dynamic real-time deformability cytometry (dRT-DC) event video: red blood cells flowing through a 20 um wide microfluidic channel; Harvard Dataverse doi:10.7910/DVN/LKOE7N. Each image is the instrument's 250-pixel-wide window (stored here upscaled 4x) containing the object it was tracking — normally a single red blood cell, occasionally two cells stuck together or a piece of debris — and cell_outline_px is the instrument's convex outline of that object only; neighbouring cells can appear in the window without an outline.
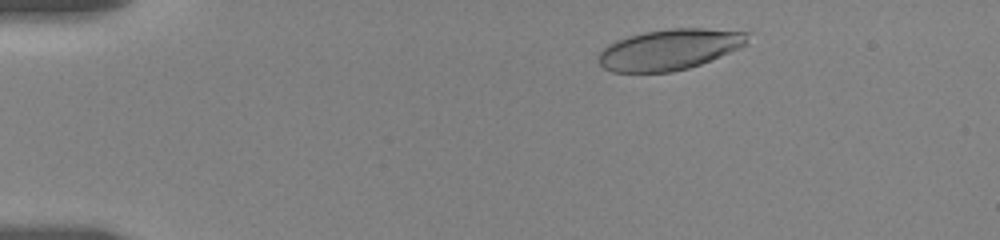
{"species": "human", "species_latin": "Homo sapiens", "temperature_condition": "room temperature", "stored_images_in_passage": 28, "camera_frame_rate_fps": 3000, "um_per_image_px": 0.085, "donor": {"sex": "female"}, "frame": {"image": 1, "passage_image": 4, "time_ms": 1.667, "image_size_px": [1000, 240], "cell_outline_px": [[752, 32], [748, 44], [720, 56], [700, 64], [688, 68], [672, 72], [612, 72], [604, 68], [600, 64], [596, 56], [608, 44], [616, 40], [628, 36], [644, 32], [668, 28], [704, 28]], "centroid_in_image_um": [56.93, 4.19], "position_along_channel_um": 28.1, "area_um2": 35.72}}
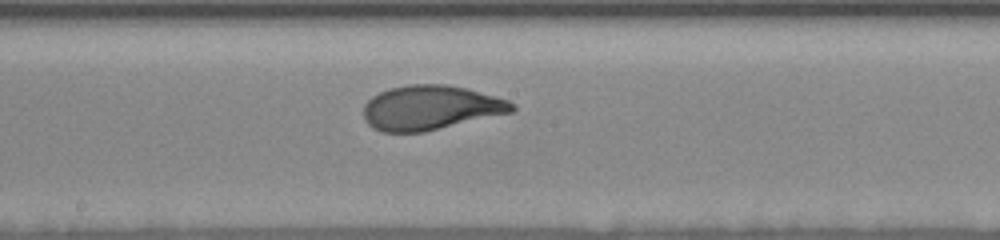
{"frame": {"image": 2, "passage_image": 15, "time_ms": 9.0, "image_size_px": [1000, 240], "cell_outline_px": [[516, 108], [512, 112], [424, 132], [380, 132], [372, 128], [364, 120], [364, 104], [372, 96], [388, 88], [408, 84], [448, 84], [468, 88], [508, 100], [516, 104]], "centroid_in_image_um": [36.58, 9.15], "position_along_channel_um": 211.6, "area_um2": 38.78}}
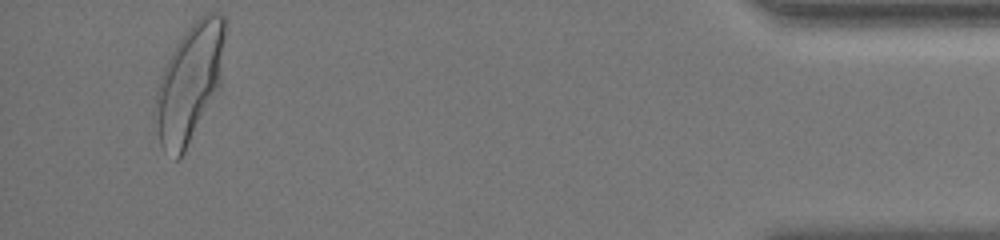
{"frame": {"image": 3, "passage_image": 27, "time_ms": 16.667, "image_size_px": [1000, 240], "cell_outline_px": [[228, 28], [220, 84], [184, 152], [176, 160], [160, 144], [156, 108], [156, 88], [160, 76], [176, 44], [184, 32], [200, 16], [208, 12], [220, 12], [228, 20]], "centroid_in_image_um": [16.18, 6.9], "position_along_channel_um": 419.0, "area_um2": 47.11}, "authors_computed_cell_mechanics": {"area_um2": 38.4081, "velocity_mm_per_s": 3.5259, "shape_relaxation_time_tau1_ms": 3.3483, "shape_relaxation_time_tau2_ms": null, "deformation_change_tau1": 0.1723, "deformation_change_tau2": null}}